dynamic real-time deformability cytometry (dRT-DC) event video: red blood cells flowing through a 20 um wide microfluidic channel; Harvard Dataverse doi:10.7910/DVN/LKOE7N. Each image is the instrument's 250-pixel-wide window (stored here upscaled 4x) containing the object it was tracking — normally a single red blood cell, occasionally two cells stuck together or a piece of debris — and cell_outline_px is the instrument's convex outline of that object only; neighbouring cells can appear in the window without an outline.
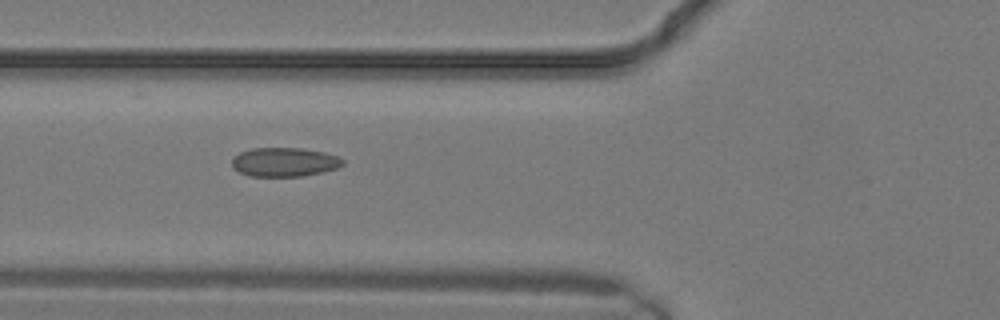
{"species": "common noctule bat (a hibernating species)", "species_latin": "Nyctalus noctula", "temperature_condition": "warm", "stored_images_in_passage": 13, "camera_frame_rate_fps": 3000, "um_per_image_px": 0.085, "animal": {"sex": "male", "body_mass_g": 19.2, "forearm_length_mm": 51.8}, "frame": {"image": 1, "passage_image": 10, "time_ms": 3.0, "image_size_px": [1000, 320], "cell_outline_px": [[344, 164], [336, 168], [324, 172], [304, 176], [248, 176], [232, 168], [232, 156], [240, 152], [252, 148], [300, 148], [324, 152], [340, 156], [344, 160]], "centroid_in_image_um": [24.17, 13.77], "position_along_channel_um": 101.6, "area_um2": 18.96}}
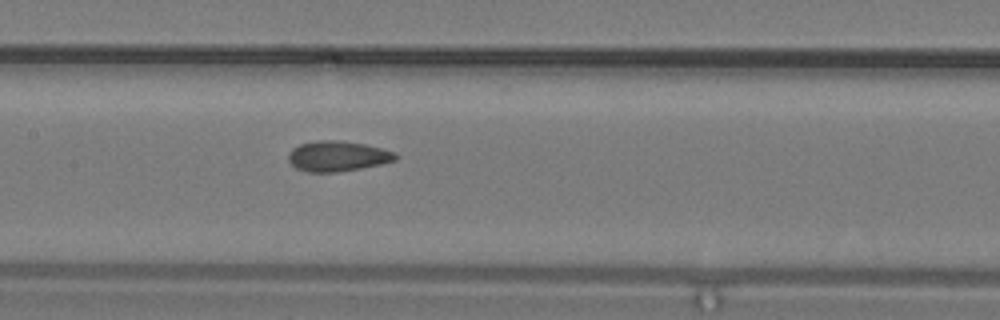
{"frame": {"image": 2, "passage_image": 13, "time_ms": 4.0, "image_size_px": [1000, 320], "cell_outline_px": [[400, 156], [396, 160], [380, 164], [360, 168], [336, 172], [308, 172], [296, 168], [288, 160], [288, 156], [292, 148], [300, 144], [316, 140], [336, 140], [364, 144], [396, 152]], "centroid_in_image_um": [28.7, 13.27], "position_along_channel_um": 178.7, "area_um2": 18.9}}